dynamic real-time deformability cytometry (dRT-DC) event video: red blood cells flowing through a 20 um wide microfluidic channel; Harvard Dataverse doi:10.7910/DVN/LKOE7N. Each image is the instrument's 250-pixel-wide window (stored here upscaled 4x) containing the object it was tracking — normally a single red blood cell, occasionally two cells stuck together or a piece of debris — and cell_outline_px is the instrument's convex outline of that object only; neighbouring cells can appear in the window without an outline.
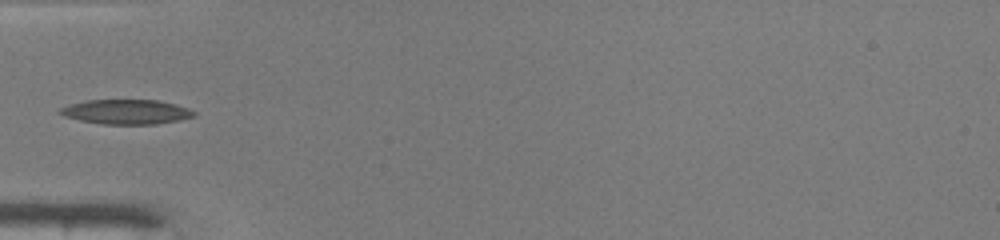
{"species": "common noctule bat (a hibernating species)", "species_latin": "Nyctalus noctula", "temperature_condition": "warm", "stored_images_in_passage": 33, "camera_frame_rate_fps": 3000, "um_per_image_px": 0.085, "animal": {"sex": "male", "body_mass_g": 19.0, "forearm_length_mm": 50.8}, "frame": {"image": 1, "passage_image": 1, "time_ms": 0.0, "image_size_px": [1000, 240], "cell_outline_px": [[196, 116], [180, 120], [156, 124], [104, 124], [80, 120], [64, 116], [56, 112], [60, 108], [72, 104], [88, 100], [160, 100], [176, 104], [188, 108], [196, 112]], "centroid_in_image_um": [10.77, 9.5], "position_along_channel_um": 74.2, "area_um2": 19.25}}
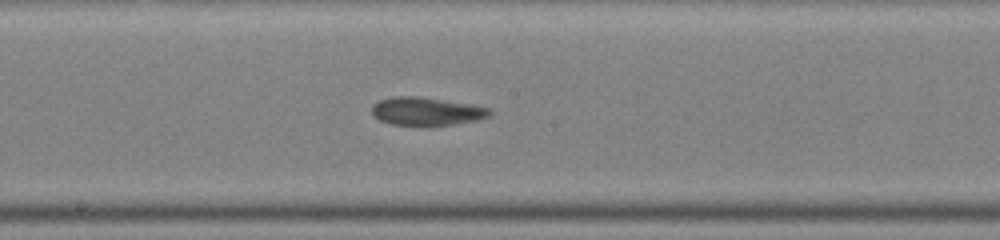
{"frame": {"image": 2, "passage_image": 11, "time_ms": 3.333, "image_size_px": [1000, 240], "cell_outline_px": [[492, 112], [488, 116], [476, 120], [432, 128], [420, 128], [392, 124], [380, 120], [372, 112], [372, 104], [380, 100], [392, 96], [416, 96], [444, 100], [488, 108]], "centroid_in_image_um": [36.2, 9.51], "position_along_channel_um": 212.0, "area_um2": 19.71}}
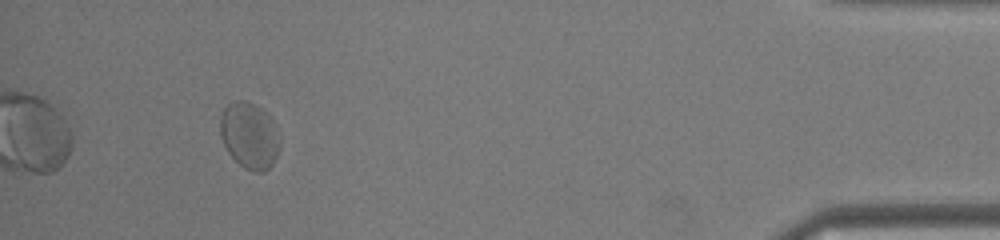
{"frame": {"image": 3, "passage_image": 30, "time_ms": 9.667, "image_size_px": [1000, 240], "cell_outline_px": [[280, 148], [272, 164], [264, 172], [256, 172], [244, 168], [228, 152], [224, 144], [220, 132], [220, 116], [224, 108], [228, 104], [236, 100], [244, 100], [260, 108], [272, 120], [280, 136]], "centroid_in_image_um": [21.21, 11.53], "position_along_channel_um": 414.0, "area_um2": 22.89}}